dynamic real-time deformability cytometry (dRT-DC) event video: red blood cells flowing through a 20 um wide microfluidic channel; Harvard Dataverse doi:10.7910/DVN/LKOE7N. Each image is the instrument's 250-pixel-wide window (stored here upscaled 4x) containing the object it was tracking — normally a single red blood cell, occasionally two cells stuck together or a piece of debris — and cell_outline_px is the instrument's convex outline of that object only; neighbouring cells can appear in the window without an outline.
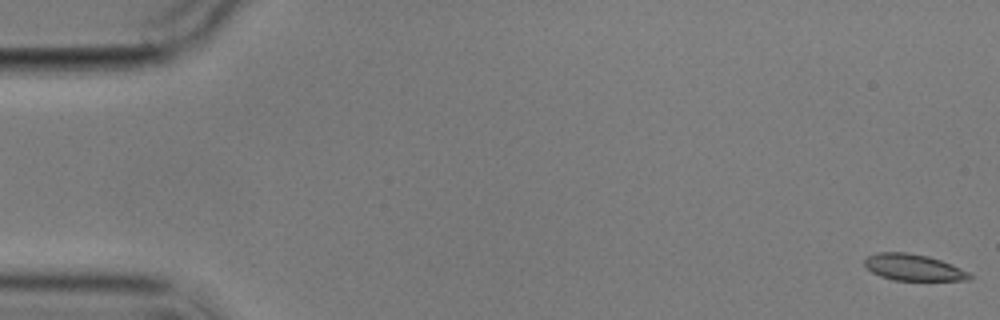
{"species": "common noctule bat (a hibernating species)", "species_latin": "Nyctalus noctula", "temperature_condition": "cold", "stored_images_in_passage": 8, "camera_frame_rate_fps": 3000, "um_per_image_px": 0.085, "animal": {"sex": "male", "body_mass_g": 17.9}, "frame": {"image": 1, "passage_image": 1, "time_ms": 0.0, "image_size_px": [1000, 320], "cell_outline_px": [[972, 280], [892, 280], [880, 276], [872, 272], [864, 264], [864, 260], [868, 256], [876, 252], [908, 252], [928, 256], [952, 264], [968, 272], [972, 276]], "centroid_in_image_um": [77.63, 22.72], "position_along_channel_um": 7.4, "area_um2": 16.18}}
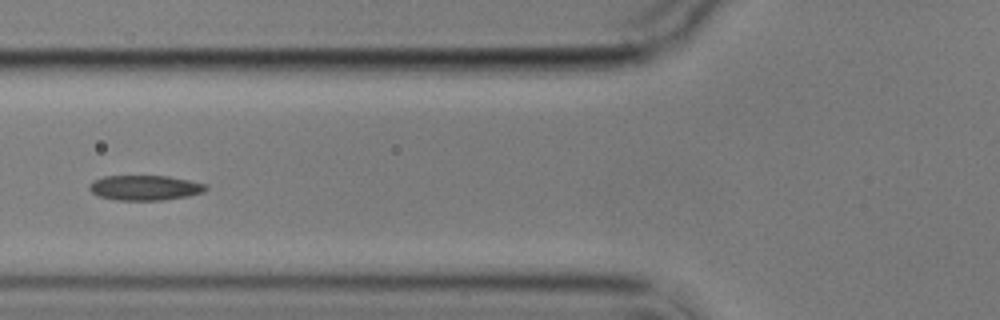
{"frame": {"image": 2, "passage_image": 7, "time_ms": 7.0, "image_size_px": [1000, 320], "cell_outline_px": [[208, 188], [204, 192], [188, 196], [164, 200], [116, 200], [100, 196], [92, 192], [88, 188], [88, 184], [92, 180], [104, 176], [168, 176], [208, 184]], "centroid_in_image_um": [12.32, 15.95], "position_along_channel_um": 113.5, "area_um2": 17.11}}
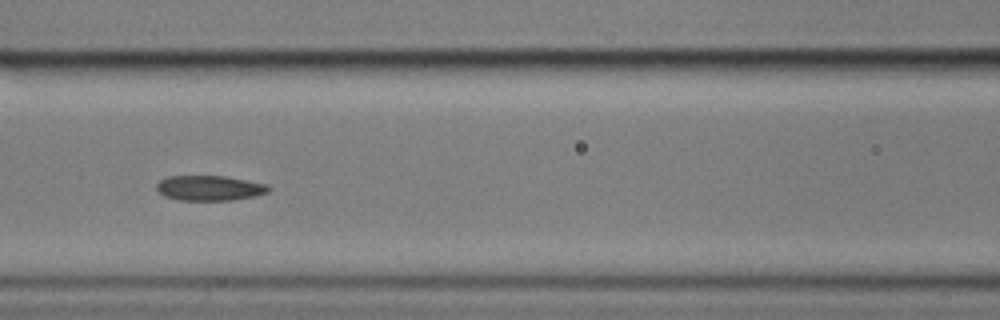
{"frame": {"image": 3, "passage_image": 8, "time_ms": 8.0, "image_size_px": [1000, 320], "cell_outline_px": [[272, 188], [268, 192], [256, 196], [232, 200], [176, 200], [164, 196], [156, 188], [156, 184], [160, 180], [168, 176], [224, 176], [268, 184]], "centroid_in_image_um": [17.83, 15.98], "position_along_channel_um": 148.8, "area_um2": 16.47}}